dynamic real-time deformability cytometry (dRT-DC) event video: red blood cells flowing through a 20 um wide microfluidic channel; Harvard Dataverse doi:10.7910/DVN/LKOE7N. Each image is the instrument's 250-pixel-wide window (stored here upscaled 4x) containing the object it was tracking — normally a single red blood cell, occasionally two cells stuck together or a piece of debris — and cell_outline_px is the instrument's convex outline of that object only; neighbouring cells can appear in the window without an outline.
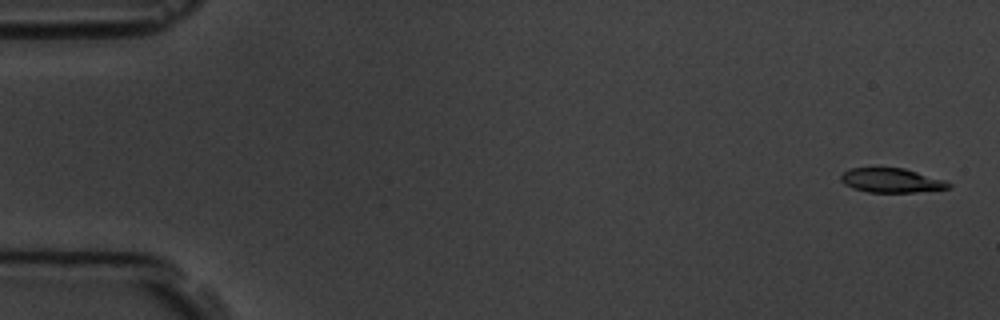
{"species": "common noctule bat (a hibernating species)", "species_latin": "Nyctalus noctula", "temperature_condition": "room temperature", "stored_images_in_passage": 15, "camera_frame_rate_fps": 3000, "um_per_image_px": 0.085, "animal": {"sex": "male", "body_mass_g": 19.5, "forearm_length_mm": 54.6}, "frame": {"image": 1, "passage_image": 1, "time_ms": 0.0, "image_size_px": [1000, 320], "cell_outline_px": [[952, 188], [916, 192], [868, 192], [852, 188], [844, 184], [840, 180], [840, 176], [848, 168], [904, 168], [944, 180], [952, 184]], "centroid_in_image_um": [75.76, 15.34], "position_along_channel_um": 9.2, "area_um2": 15.26}}
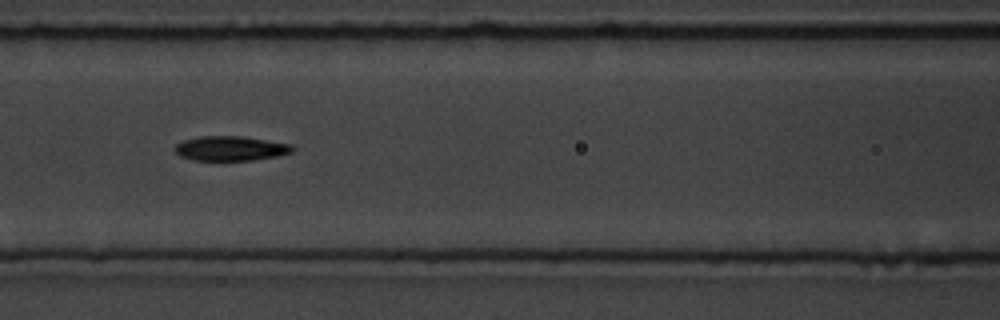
{"frame": {"image": 2, "passage_image": 7, "time_ms": 7.667, "image_size_px": [1000, 320], "cell_outline_px": [[296, 148], [292, 152], [276, 156], [252, 160], [192, 160], [180, 156], [176, 152], [176, 144], [184, 140], [200, 136], [244, 136], [292, 144]], "centroid_in_image_um": [19.63, 12.61], "position_along_channel_um": 147.0, "area_um2": 16.88}}
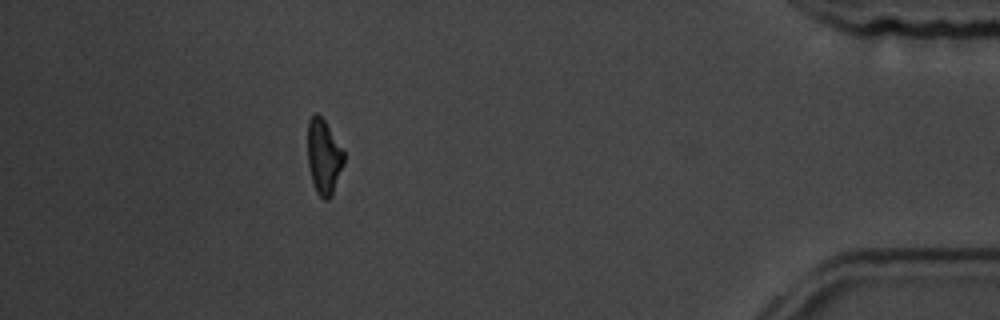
{"frame": {"image": 3, "passage_image": 14, "time_ms": 16.333, "image_size_px": [1000, 320], "cell_outline_px": [[344, 164], [332, 196], [328, 200], [324, 200], [316, 192], [312, 180], [308, 164], [308, 120], [312, 112], [316, 112], [324, 120], [344, 152]], "centroid_in_image_um": [27.51, 13.33], "position_along_channel_um": 407.7, "area_um2": 15.84}, "authors_computed_cell_mechanics": {"area_um2": 16.8776, "velocity_mm_per_s": 3.6228, "shape_relaxation_time_tau1_ms": 4.8475, "shape_relaxation_time_tau2_ms": 4.3701, "deformation_change_tau1": 0.1395, "deformation_change_tau2": 0.0897}}